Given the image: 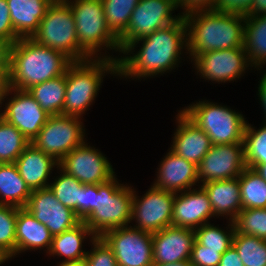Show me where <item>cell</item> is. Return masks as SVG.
Returning <instances> with one entry per match:
<instances>
[{
  "label": "cell",
  "mask_w": 266,
  "mask_h": 266,
  "mask_svg": "<svg viewBox=\"0 0 266 266\" xmlns=\"http://www.w3.org/2000/svg\"><path fill=\"white\" fill-rule=\"evenodd\" d=\"M153 266H191L189 261H179L172 264H153Z\"/></svg>",
  "instance_id": "f5cc1de1"
},
{
  "label": "cell",
  "mask_w": 266,
  "mask_h": 266,
  "mask_svg": "<svg viewBox=\"0 0 266 266\" xmlns=\"http://www.w3.org/2000/svg\"><path fill=\"white\" fill-rule=\"evenodd\" d=\"M24 208L44 224L53 236L61 234L81 222L73 210L57 200L49 187L32 190Z\"/></svg>",
  "instance_id": "e0dca14e"
},
{
  "label": "cell",
  "mask_w": 266,
  "mask_h": 266,
  "mask_svg": "<svg viewBox=\"0 0 266 266\" xmlns=\"http://www.w3.org/2000/svg\"><path fill=\"white\" fill-rule=\"evenodd\" d=\"M234 223L239 233L266 240V208L242 209Z\"/></svg>",
  "instance_id": "74e56055"
},
{
  "label": "cell",
  "mask_w": 266,
  "mask_h": 266,
  "mask_svg": "<svg viewBox=\"0 0 266 266\" xmlns=\"http://www.w3.org/2000/svg\"><path fill=\"white\" fill-rule=\"evenodd\" d=\"M266 15V0H253L252 7L246 17Z\"/></svg>",
  "instance_id": "c3c4849f"
},
{
  "label": "cell",
  "mask_w": 266,
  "mask_h": 266,
  "mask_svg": "<svg viewBox=\"0 0 266 266\" xmlns=\"http://www.w3.org/2000/svg\"><path fill=\"white\" fill-rule=\"evenodd\" d=\"M28 92L48 115H63L66 72L64 75L32 86L28 89Z\"/></svg>",
  "instance_id": "f1b7e54d"
},
{
  "label": "cell",
  "mask_w": 266,
  "mask_h": 266,
  "mask_svg": "<svg viewBox=\"0 0 266 266\" xmlns=\"http://www.w3.org/2000/svg\"><path fill=\"white\" fill-rule=\"evenodd\" d=\"M218 266H244L236 249L231 246L222 255Z\"/></svg>",
  "instance_id": "f6af8a7d"
},
{
  "label": "cell",
  "mask_w": 266,
  "mask_h": 266,
  "mask_svg": "<svg viewBox=\"0 0 266 266\" xmlns=\"http://www.w3.org/2000/svg\"><path fill=\"white\" fill-rule=\"evenodd\" d=\"M257 131L246 124L244 132V152L247 167L254 168L259 163H266V121Z\"/></svg>",
  "instance_id": "8d00e7d4"
},
{
  "label": "cell",
  "mask_w": 266,
  "mask_h": 266,
  "mask_svg": "<svg viewBox=\"0 0 266 266\" xmlns=\"http://www.w3.org/2000/svg\"><path fill=\"white\" fill-rule=\"evenodd\" d=\"M72 62L66 69V94L63 115L80 117L97 96L105 73L117 75L119 59L101 56Z\"/></svg>",
  "instance_id": "277c9868"
},
{
  "label": "cell",
  "mask_w": 266,
  "mask_h": 266,
  "mask_svg": "<svg viewBox=\"0 0 266 266\" xmlns=\"http://www.w3.org/2000/svg\"><path fill=\"white\" fill-rule=\"evenodd\" d=\"M19 174L31 190L49 187L47 182L53 167L59 163L51 156L29 144L16 159Z\"/></svg>",
  "instance_id": "7402d4cb"
},
{
  "label": "cell",
  "mask_w": 266,
  "mask_h": 266,
  "mask_svg": "<svg viewBox=\"0 0 266 266\" xmlns=\"http://www.w3.org/2000/svg\"><path fill=\"white\" fill-rule=\"evenodd\" d=\"M232 246L244 266H266V240L235 230Z\"/></svg>",
  "instance_id": "d6a6232c"
},
{
  "label": "cell",
  "mask_w": 266,
  "mask_h": 266,
  "mask_svg": "<svg viewBox=\"0 0 266 266\" xmlns=\"http://www.w3.org/2000/svg\"><path fill=\"white\" fill-rule=\"evenodd\" d=\"M30 144L27 138L0 116V164L15 163Z\"/></svg>",
  "instance_id": "1f68e13d"
},
{
  "label": "cell",
  "mask_w": 266,
  "mask_h": 266,
  "mask_svg": "<svg viewBox=\"0 0 266 266\" xmlns=\"http://www.w3.org/2000/svg\"><path fill=\"white\" fill-rule=\"evenodd\" d=\"M177 8V0H138L127 30L118 38L121 52L130 43L179 21L183 15H171Z\"/></svg>",
  "instance_id": "30bf717a"
},
{
  "label": "cell",
  "mask_w": 266,
  "mask_h": 266,
  "mask_svg": "<svg viewBox=\"0 0 266 266\" xmlns=\"http://www.w3.org/2000/svg\"><path fill=\"white\" fill-rule=\"evenodd\" d=\"M138 0H102L107 26L119 38L128 27Z\"/></svg>",
  "instance_id": "836d02e7"
},
{
  "label": "cell",
  "mask_w": 266,
  "mask_h": 266,
  "mask_svg": "<svg viewBox=\"0 0 266 266\" xmlns=\"http://www.w3.org/2000/svg\"><path fill=\"white\" fill-rule=\"evenodd\" d=\"M59 266H88V263L85 259L71 262L62 261Z\"/></svg>",
  "instance_id": "816d5d0a"
},
{
  "label": "cell",
  "mask_w": 266,
  "mask_h": 266,
  "mask_svg": "<svg viewBox=\"0 0 266 266\" xmlns=\"http://www.w3.org/2000/svg\"><path fill=\"white\" fill-rule=\"evenodd\" d=\"M8 259L0 253V264L5 263Z\"/></svg>",
  "instance_id": "db71d44e"
},
{
  "label": "cell",
  "mask_w": 266,
  "mask_h": 266,
  "mask_svg": "<svg viewBox=\"0 0 266 266\" xmlns=\"http://www.w3.org/2000/svg\"><path fill=\"white\" fill-rule=\"evenodd\" d=\"M266 72V71H265ZM258 92H259V100L261 101V105L263 107V111L265 112V118H266V73L263 75L261 78L259 87H258ZM266 121V119H265Z\"/></svg>",
  "instance_id": "681fc988"
},
{
  "label": "cell",
  "mask_w": 266,
  "mask_h": 266,
  "mask_svg": "<svg viewBox=\"0 0 266 266\" xmlns=\"http://www.w3.org/2000/svg\"><path fill=\"white\" fill-rule=\"evenodd\" d=\"M31 193L15 163L0 164V204L25 207Z\"/></svg>",
  "instance_id": "484cf974"
},
{
  "label": "cell",
  "mask_w": 266,
  "mask_h": 266,
  "mask_svg": "<svg viewBox=\"0 0 266 266\" xmlns=\"http://www.w3.org/2000/svg\"><path fill=\"white\" fill-rule=\"evenodd\" d=\"M252 2L253 0H216L213 10L246 17L252 7Z\"/></svg>",
  "instance_id": "60d3db41"
},
{
  "label": "cell",
  "mask_w": 266,
  "mask_h": 266,
  "mask_svg": "<svg viewBox=\"0 0 266 266\" xmlns=\"http://www.w3.org/2000/svg\"><path fill=\"white\" fill-rule=\"evenodd\" d=\"M95 194H97V184H82L81 221H84L94 211Z\"/></svg>",
  "instance_id": "7bdbcfd3"
},
{
  "label": "cell",
  "mask_w": 266,
  "mask_h": 266,
  "mask_svg": "<svg viewBox=\"0 0 266 266\" xmlns=\"http://www.w3.org/2000/svg\"><path fill=\"white\" fill-rule=\"evenodd\" d=\"M139 41H143V45L136 54H133L132 50ZM183 46L187 47V28L184 17L130 43L122 53L133 55L118 58L117 76L147 78L171 71L178 65Z\"/></svg>",
  "instance_id": "6da1fadb"
},
{
  "label": "cell",
  "mask_w": 266,
  "mask_h": 266,
  "mask_svg": "<svg viewBox=\"0 0 266 266\" xmlns=\"http://www.w3.org/2000/svg\"><path fill=\"white\" fill-rule=\"evenodd\" d=\"M201 187L208 195L214 216H229V222H234L242 210L239 177L206 182Z\"/></svg>",
  "instance_id": "603a6c76"
},
{
  "label": "cell",
  "mask_w": 266,
  "mask_h": 266,
  "mask_svg": "<svg viewBox=\"0 0 266 266\" xmlns=\"http://www.w3.org/2000/svg\"><path fill=\"white\" fill-rule=\"evenodd\" d=\"M181 111L208 135L212 145L243 143L247 122L235 110L199 101Z\"/></svg>",
  "instance_id": "ba28073f"
},
{
  "label": "cell",
  "mask_w": 266,
  "mask_h": 266,
  "mask_svg": "<svg viewBox=\"0 0 266 266\" xmlns=\"http://www.w3.org/2000/svg\"><path fill=\"white\" fill-rule=\"evenodd\" d=\"M253 169L261 178L266 181V163H259Z\"/></svg>",
  "instance_id": "f907efd6"
},
{
  "label": "cell",
  "mask_w": 266,
  "mask_h": 266,
  "mask_svg": "<svg viewBox=\"0 0 266 266\" xmlns=\"http://www.w3.org/2000/svg\"><path fill=\"white\" fill-rule=\"evenodd\" d=\"M80 120L77 116H49L31 144L59 163L73 149L86 143Z\"/></svg>",
  "instance_id": "9c48e42d"
},
{
  "label": "cell",
  "mask_w": 266,
  "mask_h": 266,
  "mask_svg": "<svg viewBox=\"0 0 266 266\" xmlns=\"http://www.w3.org/2000/svg\"><path fill=\"white\" fill-rule=\"evenodd\" d=\"M52 0H7L10 19L19 38H31Z\"/></svg>",
  "instance_id": "cb8c5ba5"
},
{
  "label": "cell",
  "mask_w": 266,
  "mask_h": 266,
  "mask_svg": "<svg viewBox=\"0 0 266 266\" xmlns=\"http://www.w3.org/2000/svg\"><path fill=\"white\" fill-rule=\"evenodd\" d=\"M216 0H177L178 7L184 9L182 15L197 10H213Z\"/></svg>",
  "instance_id": "ee69618b"
},
{
  "label": "cell",
  "mask_w": 266,
  "mask_h": 266,
  "mask_svg": "<svg viewBox=\"0 0 266 266\" xmlns=\"http://www.w3.org/2000/svg\"><path fill=\"white\" fill-rule=\"evenodd\" d=\"M67 3L74 15L79 46L91 59L101 58L98 52L102 47L121 52L119 39L107 26L102 0H70Z\"/></svg>",
  "instance_id": "52a82bcc"
},
{
  "label": "cell",
  "mask_w": 266,
  "mask_h": 266,
  "mask_svg": "<svg viewBox=\"0 0 266 266\" xmlns=\"http://www.w3.org/2000/svg\"><path fill=\"white\" fill-rule=\"evenodd\" d=\"M57 168L61 170V174L53 183L49 184V188L57 200L73 210L81 220L82 183L67 174L59 166Z\"/></svg>",
  "instance_id": "4dcf8cb0"
},
{
  "label": "cell",
  "mask_w": 266,
  "mask_h": 266,
  "mask_svg": "<svg viewBox=\"0 0 266 266\" xmlns=\"http://www.w3.org/2000/svg\"><path fill=\"white\" fill-rule=\"evenodd\" d=\"M11 44L0 38V70H9Z\"/></svg>",
  "instance_id": "bcb514c9"
},
{
  "label": "cell",
  "mask_w": 266,
  "mask_h": 266,
  "mask_svg": "<svg viewBox=\"0 0 266 266\" xmlns=\"http://www.w3.org/2000/svg\"><path fill=\"white\" fill-rule=\"evenodd\" d=\"M69 0H52V2H68Z\"/></svg>",
  "instance_id": "11a10c76"
},
{
  "label": "cell",
  "mask_w": 266,
  "mask_h": 266,
  "mask_svg": "<svg viewBox=\"0 0 266 266\" xmlns=\"http://www.w3.org/2000/svg\"><path fill=\"white\" fill-rule=\"evenodd\" d=\"M180 193H175L173 201L172 226L195 230L209 223L214 213L205 190L200 186Z\"/></svg>",
  "instance_id": "d6986e66"
},
{
  "label": "cell",
  "mask_w": 266,
  "mask_h": 266,
  "mask_svg": "<svg viewBox=\"0 0 266 266\" xmlns=\"http://www.w3.org/2000/svg\"><path fill=\"white\" fill-rule=\"evenodd\" d=\"M31 39L60 51L72 62L91 59L79 46L74 15L67 2H52L49 5Z\"/></svg>",
  "instance_id": "8992f818"
},
{
  "label": "cell",
  "mask_w": 266,
  "mask_h": 266,
  "mask_svg": "<svg viewBox=\"0 0 266 266\" xmlns=\"http://www.w3.org/2000/svg\"><path fill=\"white\" fill-rule=\"evenodd\" d=\"M183 17L187 28L186 48L191 60L208 51L244 48V16L197 10Z\"/></svg>",
  "instance_id": "7a4b0ae2"
},
{
  "label": "cell",
  "mask_w": 266,
  "mask_h": 266,
  "mask_svg": "<svg viewBox=\"0 0 266 266\" xmlns=\"http://www.w3.org/2000/svg\"><path fill=\"white\" fill-rule=\"evenodd\" d=\"M153 186L165 191L180 193L192 188L198 180V167L169 150L158 168Z\"/></svg>",
  "instance_id": "ffe728a7"
},
{
  "label": "cell",
  "mask_w": 266,
  "mask_h": 266,
  "mask_svg": "<svg viewBox=\"0 0 266 266\" xmlns=\"http://www.w3.org/2000/svg\"><path fill=\"white\" fill-rule=\"evenodd\" d=\"M19 207L0 204V253L7 259L16 256V219Z\"/></svg>",
  "instance_id": "d590c367"
},
{
  "label": "cell",
  "mask_w": 266,
  "mask_h": 266,
  "mask_svg": "<svg viewBox=\"0 0 266 266\" xmlns=\"http://www.w3.org/2000/svg\"><path fill=\"white\" fill-rule=\"evenodd\" d=\"M53 235L24 207L18 208L16 219V255L30 249H43L47 253L52 244Z\"/></svg>",
  "instance_id": "d4e9b609"
},
{
  "label": "cell",
  "mask_w": 266,
  "mask_h": 266,
  "mask_svg": "<svg viewBox=\"0 0 266 266\" xmlns=\"http://www.w3.org/2000/svg\"><path fill=\"white\" fill-rule=\"evenodd\" d=\"M72 61L60 51L20 38L10 47V88L28 90L34 85L64 75Z\"/></svg>",
  "instance_id": "3957f363"
},
{
  "label": "cell",
  "mask_w": 266,
  "mask_h": 266,
  "mask_svg": "<svg viewBox=\"0 0 266 266\" xmlns=\"http://www.w3.org/2000/svg\"><path fill=\"white\" fill-rule=\"evenodd\" d=\"M242 209L266 208V181L252 168L246 167L239 176Z\"/></svg>",
  "instance_id": "f546056e"
},
{
  "label": "cell",
  "mask_w": 266,
  "mask_h": 266,
  "mask_svg": "<svg viewBox=\"0 0 266 266\" xmlns=\"http://www.w3.org/2000/svg\"><path fill=\"white\" fill-rule=\"evenodd\" d=\"M243 46L250 67L262 68L266 63V15L245 17Z\"/></svg>",
  "instance_id": "83f0119b"
},
{
  "label": "cell",
  "mask_w": 266,
  "mask_h": 266,
  "mask_svg": "<svg viewBox=\"0 0 266 266\" xmlns=\"http://www.w3.org/2000/svg\"><path fill=\"white\" fill-rule=\"evenodd\" d=\"M176 119L179 124L170 150L198 166L212 146L210 138L182 111Z\"/></svg>",
  "instance_id": "44dd1931"
},
{
  "label": "cell",
  "mask_w": 266,
  "mask_h": 266,
  "mask_svg": "<svg viewBox=\"0 0 266 266\" xmlns=\"http://www.w3.org/2000/svg\"><path fill=\"white\" fill-rule=\"evenodd\" d=\"M194 241L195 231L189 228L169 226L152 233L153 263L189 261Z\"/></svg>",
  "instance_id": "ac0fdd59"
},
{
  "label": "cell",
  "mask_w": 266,
  "mask_h": 266,
  "mask_svg": "<svg viewBox=\"0 0 266 266\" xmlns=\"http://www.w3.org/2000/svg\"><path fill=\"white\" fill-rule=\"evenodd\" d=\"M193 62L201 77L219 83L236 80L250 65L244 48L208 51Z\"/></svg>",
  "instance_id": "2e32d148"
},
{
  "label": "cell",
  "mask_w": 266,
  "mask_h": 266,
  "mask_svg": "<svg viewBox=\"0 0 266 266\" xmlns=\"http://www.w3.org/2000/svg\"><path fill=\"white\" fill-rule=\"evenodd\" d=\"M92 251H87L85 260L88 266H117L112 249L101 237H92Z\"/></svg>",
  "instance_id": "f35d334b"
},
{
  "label": "cell",
  "mask_w": 266,
  "mask_h": 266,
  "mask_svg": "<svg viewBox=\"0 0 266 266\" xmlns=\"http://www.w3.org/2000/svg\"><path fill=\"white\" fill-rule=\"evenodd\" d=\"M86 235L89 237L92 235L91 238L95 237L87 225L81 221L73 228L53 236L49 255L65 256L66 262L85 259L87 252L82 250V243Z\"/></svg>",
  "instance_id": "4316f807"
},
{
  "label": "cell",
  "mask_w": 266,
  "mask_h": 266,
  "mask_svg": "<svg viewBox=\"0 0 266 266\" xmlns=\"http://www.w3.org/2000/svg\"><path fill=\"white\" fill-rule=\"evenodd\" d=\"M101 238L112 249L117 266H153L152 233L125 226L109 230Z\"/></svg>",
  "instance_id": "8fae6325"
},
{
  "label": "cell",
  "mask_w": 266,
  "mask_h": 266,
  "mask_svg": "<svg viewBox=\"0 0 266 266\" xmlns=\"http://www.w3.org/2000/svg\"><path fill=\"white\" fill-rule=\"evenodd\" d=\"M221 255L218 250L204 249V246L195 240L189 262L191 266H218Z\"/></svg>",
  "instance_id": "ab89813d"
},
{
  "label": "cell",
  "mask_w": 266,
  "mask_h": 266,
  "mask_svg": "<svg viewBox=\"0 0 266 266\" xmlns=\"http://www.w3.org/2000/svg\"><path fill=\"white\" fill-rule=\"evenodd\" d=\"M59 167L84 185L106 183L115 176L109 160L87 143L68 153Z\"/></svg>",
  "instance_id": "4fadbf2b"
},
{
  "label": "cell",
  "mask_w": 266,
  "mask_h": 266,
  "mask_svg": "<svg viewBox=\"0 0 266 266\" xmlns=\"http://www.w3.org/2000/svg\"><path fill=\"white\" fill-rule=\"evenodd\" d=\"M116 179L97 184L94 211L83 221L95 237L131 222L133 189Z\"/></svg>",
  "instance_id": "5b68a950"
},
{
  "label": "cell",
  "mask_w": 266,
  "mask_h": 266,
  "mask_svg": "<svg viewBox=\"0 0 266 266\" xmlns=\"http://www.w3.org/2000/svg\"><path fill=\"white\" fill-rule=\"evenodd\" d=\"M12 92L14 96L5 103V110L0 116L14 125L31 143L50 115L42 109L28 90L9 88V93Z\"/></svg>",
  "instance_id": "9a60e30c"
},
{
  "label": "cell",
  "mask_w": 266,
  "mask_h": 266,
  "mask_svg": "<svg viewBox=\"0 0 266 266\" xmlns=\"http://www.w3.org/2000/svg\"><path fill=\"white\" fill-rule=\"evenodd\" d=\"M197 167L202 184L238 178L247 167L244 143L212 145Z\"/></svg>",
  "instance_id": "5bb4252c"
},
{
  "label": "cell",
  "mask_w": 266,
  "mask_h": 266,
  "mask_svg": "<svg viewBox=\"0 0 266 266\" xmlns=\"http://www.w3.org/2000/svg\"><path fill=\"white\" fill-rule=\"evenodd\" d=\"M230 226V228H229ZM230 229L228 232L220 229L210 223L203 224L201 227L195 229V240L204 249L218 250V253L223 254L232 246L233 237L235 233V223L231 221L228 225Z\"/></svg>",
  "instance_id": "e575fe53"
},
{
  "label": "cell",
  "mask_w": 266,
  "mask_h": 266,
  "mask_svg": "<svg viewBox=\"0 0 266 266\" xmlns=\"http://www.w3.org/2000/svg\"><path fill=\"white\" fill-rule=\"evenodd\" d=\"M9 88V70H0V105H2V101H4L5 98L10 95Z\"/></svg>",
  "instance_id": "7dc6e473"
},
{
  "label": "cell",
  "mask_w": 266,
  "mask_h": 266,
  "mask_svg": "<svg viewBox=\"0 0 266 266\" xmlns=\"http://www.w3.org/2000/svg\"><path fill=\"white\" fill-rule=\"evenodd\" d=\"M133 189L131 221L136 219L133 226L139 230L154 233L172 226V211L175 193L154 187L137 198Z\"/></svg>",
  "instance_id": "7c38bea8"
},
{
  "label": "cell",
  "mask_w": 266,
  "mask_h": 266,
  "mask_svg": "<svg viewBox=\"0 0 266 266\" xmlns=\"http://www.w3.org/2000/svg\"><path fill=\"white\" fill-rule=\"evenodd\" d=\"M0 38L11 45L20 39L12 26L7 0H0Z\"/></svg>",
  "instance_id": "b9f144b4"
}]
</instances>
